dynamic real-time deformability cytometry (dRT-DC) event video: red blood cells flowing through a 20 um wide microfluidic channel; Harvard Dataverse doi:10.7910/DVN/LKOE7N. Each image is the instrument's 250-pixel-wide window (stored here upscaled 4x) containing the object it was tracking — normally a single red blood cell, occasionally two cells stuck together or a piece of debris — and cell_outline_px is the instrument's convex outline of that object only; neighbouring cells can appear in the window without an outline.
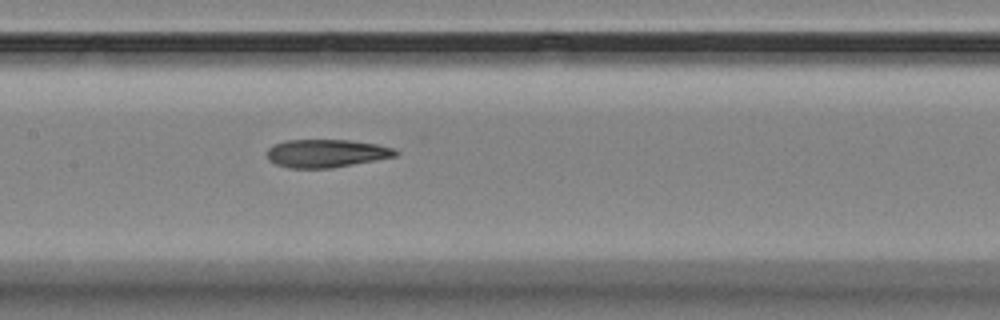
{"species": "Egyptian fruit bat (a non-hibernating species)", "species_latin": "Rousettus aegyptiacus", "temperature_condition": "room temperature", "stored_images_in_passage": 7, "camera_frame_rate_fps": 3000, "um_per_image_px": 0.085, "animal": {"sex": "female"}, "frame": {"image": 1, "passage_image": 7, "time_ms": 8.667, "image_size_px": [1000, 320], "cell_outline_px": [[400, 152], [396, 156], [332, 168], [288, 168], [276, 164], [268, 160], [268, 148], [272, 144], [284, 140], [352, 140], [376, 144], [392, 148]], "centroid_in_image_um": [27.7, 13.03], "position_along_channel_um": 179.7, "area_um2": 21.04}}